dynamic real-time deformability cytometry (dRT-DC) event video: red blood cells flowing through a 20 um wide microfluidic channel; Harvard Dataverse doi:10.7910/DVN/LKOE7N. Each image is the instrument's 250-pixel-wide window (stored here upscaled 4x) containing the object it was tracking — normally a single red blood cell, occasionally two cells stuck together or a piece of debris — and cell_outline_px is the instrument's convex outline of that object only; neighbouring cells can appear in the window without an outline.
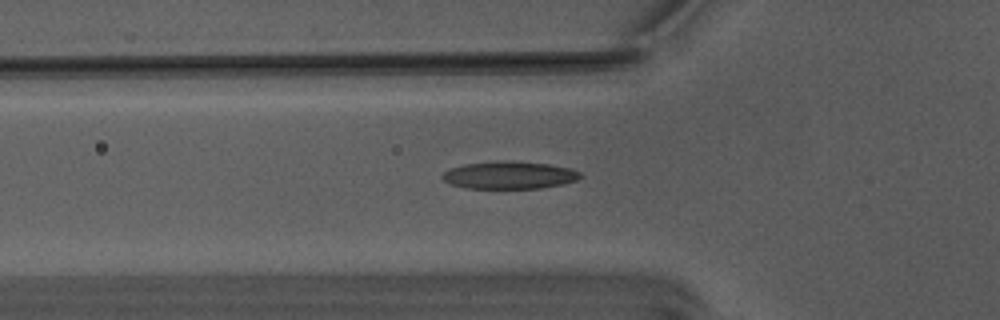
{"species": "Egyptian fruit bat (a non-hibernating species)", "species_latin": "Rousettus aegyptiacus", "temperature_condition": "warm", "stored_images_in_passage": 39, "camera_frame_rate_fps": 3000, "um_per_image_px": 0.085, "animal": {"sex": "male"}, "frame": {"image": 1, "passage_image": 2, "time_ms": 0.333, "image_size_px": [1000, 320], "cell_outline_px": [[584, 176], [576, 180], [560, 184], [540, 188], [468, 188], [452, 184], [444, 180], [440, 176], [444, 172], [452, 168], [464, 164], [504, 160], [508, 160], [548, 164], [572, 168], [580, 172]], "centroid_in_image_um": [43.32, 14.87], "position_along_channel_um": 82.5, "area_um2": 22.02}}
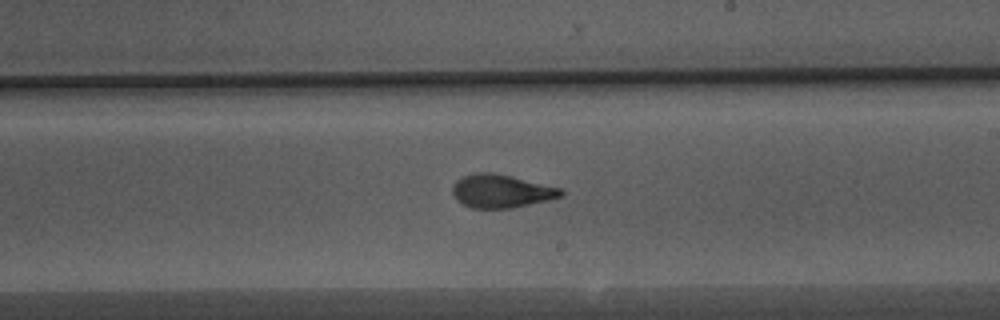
{"frame": {"image": 2, "passage_image": 15, "time_ms": 4.667, "image_size_px": [1000, 320], "cell_outline_px": [[564, 196], [512, 208], [472, 208], [456, 200], [452, 192], [452, 188], [456, 180], [464, 176], [476, 172], [492, 172], [512, 176], [560, 188], [564, 192]], "centroid_in_image_um": [42.59, 16.24], "position_along_channel_um": 246.4, "area_um2": 20.92}}
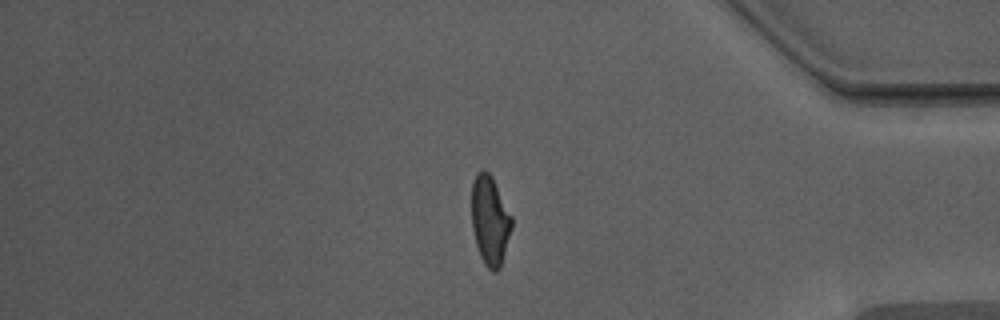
{"frame": {"image": 3, "passage_image": 29, "time_ms": 9.333, "image_size_px": [1000, 320], "cell_outline_px": [[512, 228], [500, 268], [496, 272], [492, 272], [484, 264], [480, 256], [476, 244], [472, 228], [472, 180], [476, 172], [480, 168], [484, 168], [492, 176], [512, 216]], "centroid_in_image_um": [41.64, 18.7], "position_along_channel_um": 393.6, "area_um2": 21.1}, "authors_computed_cell_mechanics": {"area_um2": 21.0392, "velocity_mm_per_s": 3.7701, "shape_relaxation_time_tau1_ms": 4.8435, "shape_relaxation_time_tau2_ms": 1.2642, "deformation_change_tau1": 0.2021, "deformation_change_tau2": 0.0841}}